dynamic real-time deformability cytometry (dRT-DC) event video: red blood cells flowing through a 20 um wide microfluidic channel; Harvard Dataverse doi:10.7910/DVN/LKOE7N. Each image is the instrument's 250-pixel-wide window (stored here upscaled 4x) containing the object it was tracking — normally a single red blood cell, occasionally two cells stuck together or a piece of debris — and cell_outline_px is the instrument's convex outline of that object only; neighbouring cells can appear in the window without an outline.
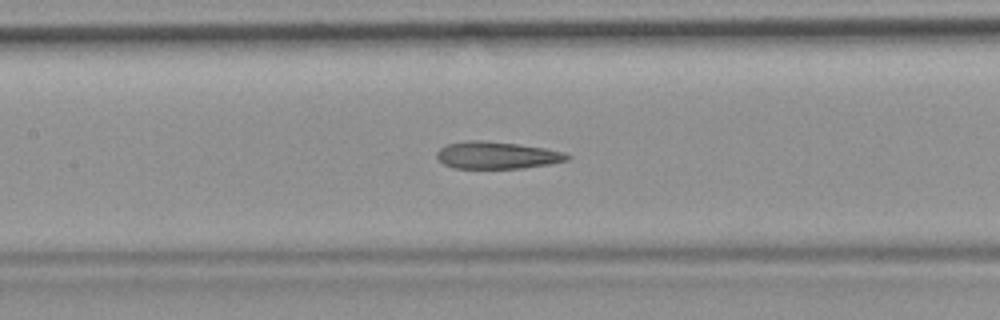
{"species": "common noctule bat (a hibernating species)", "species_latin": "Nyctalus noctula", "temperature_condition": "room temperature", "stored_images_in_passage": 54, "camera_frame_rate_fps": 3000, "um_per_image_px": 0.085, "animal": {"sex": "female", "body_mass_g": 19.9}, "frame": {"image": 1, "passage_image": 24, "time_ms": 7.667, "image_size_px": [1000, 320], "cell_outline_px": [[572, 156], [568, 160], [548, 164], [524, 168], [452, 168], [444, 164], [436, 156], [436, 152], [440, 148], [448, 144], [468, 140], [484, 140], [516, 144], [544, 148], [564, 152]], "centroid_in_image_um": [42.23, 13.19], "position_along_channel_um": 165.2, "area_um2": 20.58}, "authors_computed_cell_mechanics": {"area_um2": 21.5016, "velocity_mm_per_s": 3.7496, "shape_relaxation_time_tau1_ms": null, "shape_relaxation_time_tau2_ms": 2.6484, "deformation_change_tau1": null, "deformation_change_tau2": 0.1149}}